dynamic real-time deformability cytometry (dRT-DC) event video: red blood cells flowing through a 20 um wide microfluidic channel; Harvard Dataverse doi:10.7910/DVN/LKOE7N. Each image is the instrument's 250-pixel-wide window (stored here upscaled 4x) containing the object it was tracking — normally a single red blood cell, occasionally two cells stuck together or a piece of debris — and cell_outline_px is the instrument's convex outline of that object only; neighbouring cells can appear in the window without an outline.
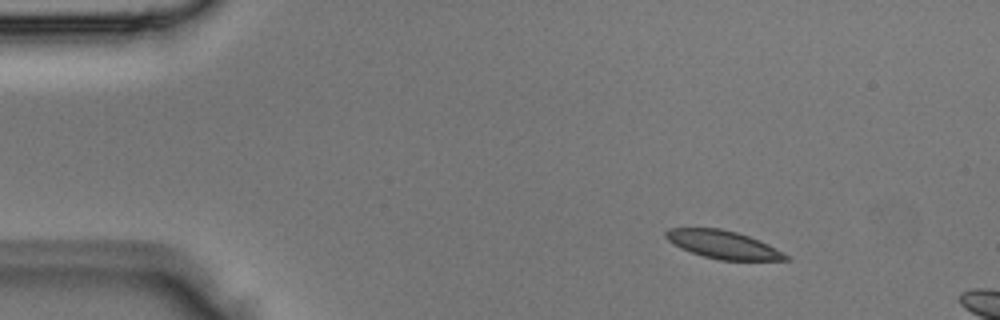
{"species": "Egyptian fruit bat (a non-hibernating species)", "species_latin": "Rousettus aegyptiacus", "temperature_condition": "room temperature", "stored_images_in_passage": 2, "camera_frame_rate_fps": 3000, "um_per_image_px": 0.085, "animal": {"sex": "male"}, "frame": {"image": 1, "passage_image": 1, "time_ms": 0.0, "image_size_px": [1000, 320], "cell_outline_px": [[792, 260], [720, 260], [704, 256], [680, 248], [668, 240], [664, 236], [664, 232], [668, 228], [720, 228], [736, 232], [760, 240], [792, 256]], "centroid_in_image_um": [61.5, 20.79], "position_along_channel_um": 23.5, "area_um2": 19.65}}